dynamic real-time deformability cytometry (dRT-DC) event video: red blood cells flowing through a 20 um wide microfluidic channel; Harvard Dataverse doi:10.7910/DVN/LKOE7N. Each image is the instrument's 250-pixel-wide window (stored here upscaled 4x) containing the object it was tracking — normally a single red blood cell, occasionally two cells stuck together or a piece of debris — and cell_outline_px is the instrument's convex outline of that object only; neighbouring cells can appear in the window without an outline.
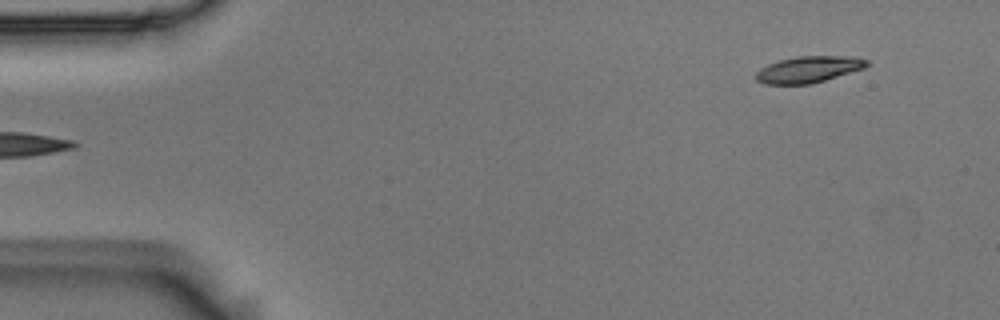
{"species": "Egyptian fruit bat (a non-hibernating species)", "species_latin": "Rousettus aegyptiacus", "temperature_condition": "room temperature", "stored_images_in_passage": 6, "camera_frame_rate_fps": 3000, "um_per_image_px": 0.085, "animal": {"sex": "male"}, "frame": {"image": 1, "passage_image": 1, "time_ms": 0.0, "image_size_px": [1000, 320], "cell_outline_px": [[868, 64], [864, 68], [812, 84], [764, 84], [756, 80], [756, 72], [760, 68], [768, 64], [780, 60], [796, 56], [852, 56], [868, 60]], "centroid_in_image_um": [68.71, 5.9], "position_along_channel_um": 16.3, "area_um2": 17.05}}